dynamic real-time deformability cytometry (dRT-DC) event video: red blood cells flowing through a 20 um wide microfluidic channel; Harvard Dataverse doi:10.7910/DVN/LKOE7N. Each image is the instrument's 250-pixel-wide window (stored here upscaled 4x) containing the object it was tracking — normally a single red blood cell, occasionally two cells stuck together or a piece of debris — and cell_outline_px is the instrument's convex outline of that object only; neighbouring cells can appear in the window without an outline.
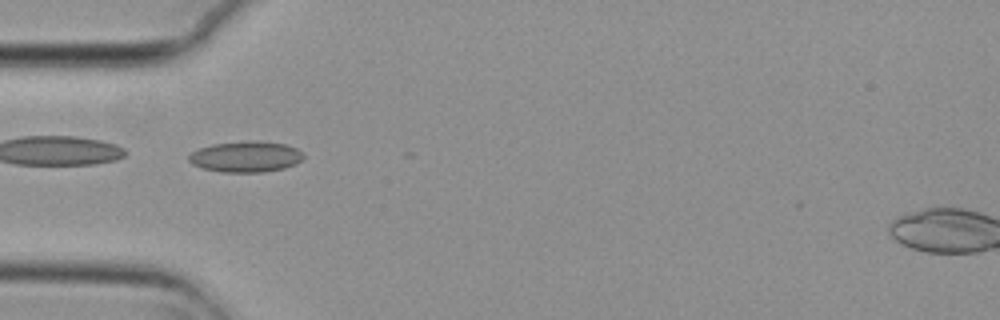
{"species": "common noctule bat (a hibernating species)", "species_latin": "Nyctalus noctula", "temperature_condition": "cold", "stored_images_in_passage": 5, "camera_frame_rate_fps": 3000, "um_per_image_px": 0.085, "animal": {"sex": "female", "body_mass_g": 29.2, "forearm_length_mm": 56.3}, "frame": {"image": 1, "passage_image": 3, "time_ms": 0.667, "image_size_px": [1000, 320], "cell_outline_px": [[304, 156], [296, 164], [284, 168], [264, 172], [220, 172], [200, 168], [192, 164], [188, 160], [188, 156], [192, 152], [200, 148], [212, 144], [252, 140], [260, 140], [284, 144], [296, 148], [304, 152]], "centroid_in_image_um": [20.89, 13.32], "position_along_channel_um": 64.1, "area_um2": 20.87}}